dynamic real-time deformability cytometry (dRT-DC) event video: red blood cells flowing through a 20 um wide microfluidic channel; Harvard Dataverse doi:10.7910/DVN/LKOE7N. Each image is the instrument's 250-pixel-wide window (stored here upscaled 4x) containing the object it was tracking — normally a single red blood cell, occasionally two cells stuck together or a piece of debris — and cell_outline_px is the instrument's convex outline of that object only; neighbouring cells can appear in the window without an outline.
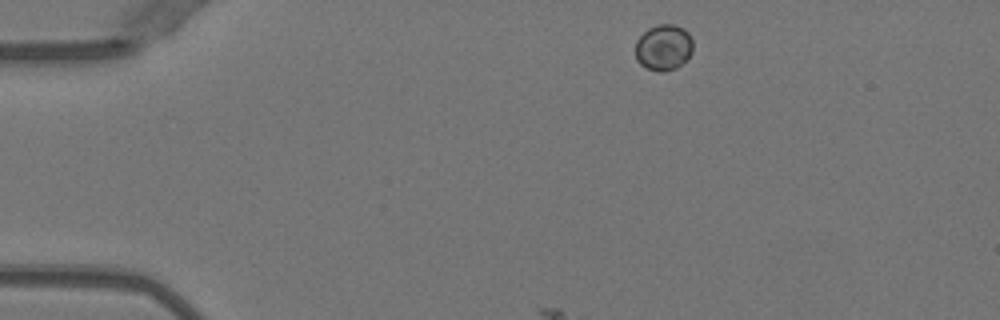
{"species": "Egyptian fruit bat (a non-hibernating species)", "species_latin": "Rousettus aegyptiacus", "temperature_condition": "warm", "stored_images_in_passage": 44, "camera_frame_rate_fps": 3000, "um_per_image_px": 0.085, "animal": {"sex": "female"}, "frame": {"image": 1, "passage_image": 1, "time_ms": 0.0, "image_size_px": [1000, 320], "cell_outline_px": [[692, 52], [676, 68], [664, 72], [660, 72], [648, 68], [640, 64], [636, 60], [636, 40], [648, 28], [656, 24], [672, 24], [684, 28], [688, 32], [692, 40]], "centroid_in_image_um": [56.39, 4.01], "position_along_channel_um": 28.6, "area_um2": 15.37}}
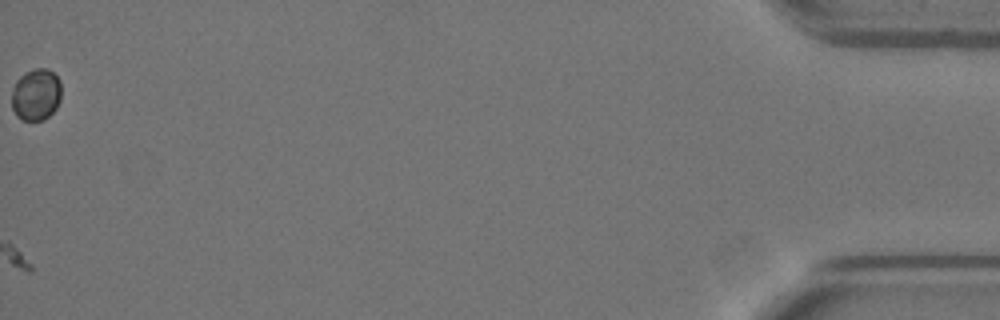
{"frame": {"image": 2, "passage_image": 44, "time_ms": 14.333, "image_size_px": [1000, 320], "cell_outline_px": [[60, 100], [56, 108], [44, 120], [20, 120], [16, 116], [12, 108], [12, 88], [16, 80], [24, 72], [36, 68], [48, 68], [60, 80]], "centroid_in_image_um": [3.04, 8.03], "position_along_channel_um": 432.2, "area_um2": 15.14}}